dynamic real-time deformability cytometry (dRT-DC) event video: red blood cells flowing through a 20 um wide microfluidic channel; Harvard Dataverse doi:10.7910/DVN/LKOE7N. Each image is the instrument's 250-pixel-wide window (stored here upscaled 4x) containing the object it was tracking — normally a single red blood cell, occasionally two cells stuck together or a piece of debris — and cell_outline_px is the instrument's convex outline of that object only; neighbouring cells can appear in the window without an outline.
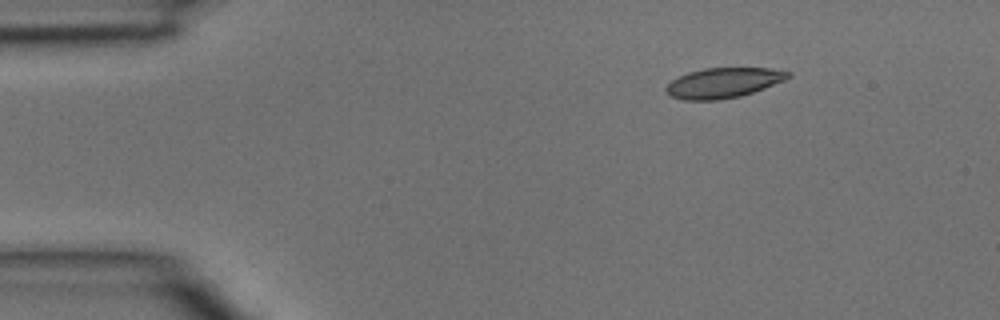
{"species": "common noctule bat (a hibernating species)", "species_latin": "Nyctalus noctula", "temperature_condition": "room temperature", "stored_images_in_passage": 35, "camera_frame_rate_fps": 3000, "um_per_image_px": 0.085, "animal": {"sex": "male", "body_mass_g": 15.6}, "frame": {"image": 1, "passage_image": 1, "time_ms": 0.0, "image_size_px": [1000, 320], "cell_outline_px": [[792, 76], [784, 80], [764, 88], [740, 96], [716, 100], [684, 100], [672, 96], [664, 92], [664, 88], [672, 80], [688, 72], [704, 68], [772, 68], [792, 72]], "centroid_in_image_um": [61.49, 7.03], "position_along_channel_um": 23.5, "area_um2": 21.39}}
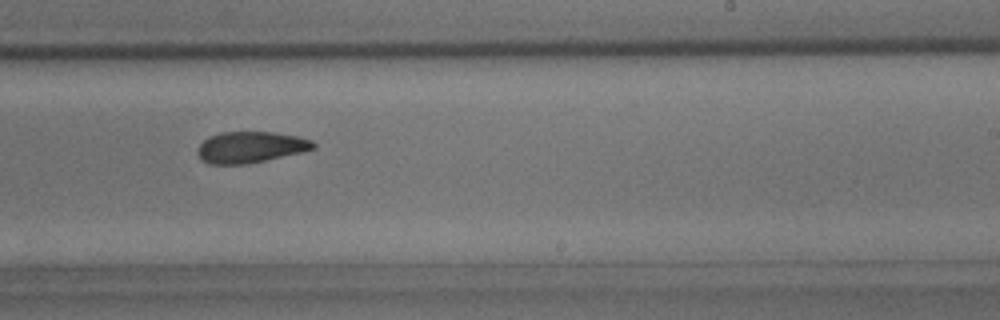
{"frame": {"image": 2, "passage_image": 20, "time_ms": 6.333, "image_size_px": [1000, 320], "cell_outline_px": [[316, 148], [304, 152], [244, 164], [208, 164], [200, 160], [196, 152], [200, 144], [208, 136], [220, 132], [276, 132], [296, 136], [312, 140], [316, 144]], "centroid_in_image_um": [21.28, 12.51], "position_along_channel_um": 267.7, "area_um2": 21.21}}
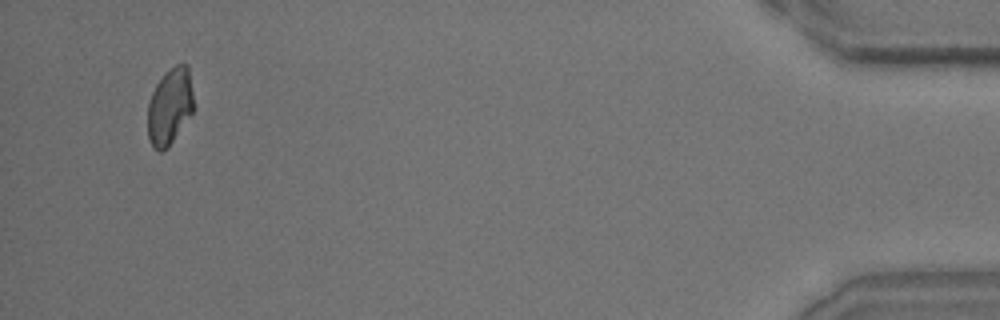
{"frame": {"image": 3, "passage_image": 34, "time_ms": 11.0, "image_size_px": [1000, 320], "cell_outline_px": [[192, 112], [168, 148], [160, 152], [152, 148], [148, 136], [148, 104], [152, 92], [156, 84], [164, 72], [176, 64], [188, 64], [192, 92]], "centroid_in_image_um": [14.41, 9.05], "position_along_channel_um": 420.8, "area_um2": 20.4}}